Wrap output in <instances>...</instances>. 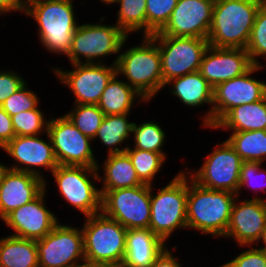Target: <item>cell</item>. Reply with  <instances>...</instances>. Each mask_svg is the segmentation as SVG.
Returning <instances> with one entry per match:
<instances>
[{
    "label": "cell",
    "instance_id": "1",
    "mask_svg": "<svg viewBox=\"0 0 266 267\" xmlns=\"http://www.w3.org/2000/svg\"><path fill=\"white\" fill-rule=\"evenodd\" d=\"M141 38V44L123 51L127 38L112 63L116 65V73L124 75L125 81L149 103L165 84L158 44L150 36Z\"/></svg>",
    "mask_w": 266,
    "mask_h": 267
},
{
    "label": "cell",
    "instance_id": "2",
    "mask_svg": "<svg viewBox=\"0 0 266 267\" xmlns=\"http://www.w3.org/2000/svg\"><path fill=\"white\" fill-rule=\"evenodd\" d=\"M236 197L229 191L204 188L188 175L187 227L202 235L224 237Z\"/></svg>",
    "mask_w": 266,
    "mask_h": 267
},
{
    "label": "cell",
    "instance_id": "3",
    "mask_svg": "<svg viewBox=\"0 0 266 267\" xmlns=\"http://www.w3.org/2000/svg\"><path fill=\"white\" fill-rule=\"evenodd\" d=\"M73 0H40L29 5L24 15L37 24L38 41L42 48L57 55H67L74 31L79 22L76 19Z\"/></svg>",
    "mask_w": 266,
    "mask_h": 267
},
{
    "label": "cell",
    "instance_id": "4",
    "mask_svg": "<svg viewBox=\"0 0 266 267\" xmlns=\"http://www.w3.org/2000/svg\"><path fill=\"white\" fill-rule=\"evenodd\" d=\"M265 0H215L209 46L247 48L258 9Z\"/></svg>",
    "mask_w": 266,
    "mask_h": 267
},
{
    "label": "cell",
    "instance_id": "5",
    "mask_svg": "<svg viewBox=\"0 0 266 267\" xmlns=\"http://www.w3.org/2000/svg\"><path fill=\"white\" fill-rule=\"evenodd\" d=\"M150 185L149 229L165 243L177 229L187 227L188 174L179 171L170 182L154 194ZM153 192V193H152Z\"/></svg>",
    "mask_w": 266,
    "mask_h": 267
},
{
    "label": "cell",
    "instance_id": "6",
    "mask_svg": "<svg viewBox=\"0 0 266 267\" xmlns=\"http://www.w3.org/2000/svg\"><path fill=\"white\" fill-rule=\"evenodd\" d=\"M85 218L81 227L85 262L121 267L125 257L127 229L102 211Z\"/></svg>",
    "mask_w": 266,
    "mask_h": 267
},
{
    "label": "cell",
    "instance_id": "7",
    "mask_svg": "<svg viewBox=\"0 0 266 267\" xmlns=\"http://www.w3.org/2000/svg\"><path fill=\"white\" fill-rule=\"evenodd\" d=\"M105 19L102 16L99 19L100 23L78 25L66 55L70 64H104L106 56L119 55L123 42L129 37L116 24L101 23Z\"/></svg>",
    "mask_w": 266,
    "mask_h": 267
},
{
    "label": "cell",
    "instance_id": "8",
    "mask_svg": "<svg viewBox=\"0 0 266 267\" xmlns=\"http://www.w3.org/2000/svg\"><path fill=\"white\" fill-rule=\"evenodd\" d=\"M51 175L66 204L83 213L84 217L101 212L102 197L94 183L99 182L97 168L58 165Z\"/></svg>",
    "mask_w": 266,
    "mask_h": 267
},
{
    "label": "cell",
    "instance_id": "9",
    "mask_svg": "<svg viewBox=\"0 0 266 267\" xmlns=\"http://www.w3.org/2000/svg\"><path fill=\"white\" fill-rule=\"evenodd\" d=\"M204 158L202 166L197 171L196 168L189 171L185 165L184 169L191 179L207 189L225 190L237 194L244 161L228 141L216 144L214 150Z\"/></svg>",
    "mask_w": 266,
    "mask_h": 267
},
{
    "label": "cell",
    "instance_id": "10",
    "mask_svg": "<svg viewBox=\"0 0 266 267\" xmlns=\"http://www.w3.org/2000/svg\"><path fill=\"white\" fill-rule=\"evenodd\" d=\"M161 56L163 83L172 78L197 72L203 55L209 47L208 39L151 35Z\"/></svg>",
    "mask_w": 266,
    "mask_h": 267
},
{
    "label": "cell",
    "instance_id": "11",
    "mask_svg": "<svg viewBox=\"0 0 266 267\" xmlns=\"http://www.w3.org/2000/svg\"><path fill=\"white\" fill-rule=\"evenodd\" d=\"M101 211L127 230L149 228L150 185L107 191L101 198Z\"/></svg>",
    "mask_w": 266,
    "mask_h": 267
},
{
    "label": "cell",
    "instance_id": "12",
    "mask_svg": "<svg viewBox=\"0 0 266 267\" xmlns=\"http://www.w3.org/2000/svg\"><path fill=\"white\" fill-rule=\"evenodd\" d=\"M50 118L47 133L58 165L97 168L93 140L81 133L65 115L56 118L51 114Z\"/></svg>",
    "mask_w": 266,
    "mask_h": 267
},
{
    "label": "cell",
    "instance_id": "13",
    "mask_svg": "<svg viewBox=\"0 0 266 267\" xmlns=\"http://www.w3.org/2000/svg\"><path fill=\"white\" fill-rule=\"evenodd\" d=\"M39 267H79L85 262L81 228L59 222L36 240Z\"/></svg>",
    "mask_w": 266,
    "mask_h": 267
},
{
    "label": "cell",
    "instance_id": "14",
    "mask_svg": "<svg viewBox=\"0 0 266 267\" xmlns=\"http://www.w3.org/2000/svg\"><path fill=\"white\" fill-rule=\"evenodd\" d=\"M71 66V71L61 67L51 70L62 86L71 90L75 97L74 104L97 105L108 82L116 74V65L82 63Z\"/></svg>",
    "mask_w": 266,
    "mask_h": 267
},
{
    "label": "cell",
    "instance_id": "15",
    "mask_svg": "<svg viewBox=\"0 0 266 267\" xmlns=\"http://www.w3.org/2000/svg\"><path fill=\"white\" fill-rule=\"evenodd\" d=\"M15 136L9 141L2 150L7 153L10 158L14 159L12 166L9 169L22 171L33 174L45 180V188H47V179L41 173V168H45L51 173L56 169L58 163L56 161L52 142L49 134L46 133L47 141L40 136ZM37 167V168H35ZM40 168V169H39Z\"/></svg>",
    "mask_w": 266,
    "mask_h": 267
},
{
    "label": "cell",
    "instance_id": "16",
    "mask_svg": "<svg viewBox=\"0 0 266 267\" xmlns=\"http://www.w3.org/2000/svg\"><path fill=\"white\" fill-rule=\"evenodd\" d=\"M263 67L254 65L243 75L213 88L212 127L234 107L258 102L266 96V83L252 77Z\"/></svg>",
    "mask_w": 266,
    "mask_h": 267
},
{
    "label": "cell",
    "instance_id": "17",
    "mask_svg": "<svg viewBox=\"0 0 266 267\" xmlns=\"http://www.w3.org/2000/svg\"><path fill=\"white\" fill-rule=\"evenodd\" d=\"M215 0H178L169 21L152 35L208 38Z\"/></svg>",
    "mask_w": 266,
    "mask_h": 267
},
{
    "label": "cell",
    "instance_id": "18",
    "mask_svg": "<svg viewBox=\"0 0 266 267\" xmlns=\"http://www.w3.org/2000/svg\"><path fill=\"white\" fill-rule=\"evenodd\" d=\"M239 198L233 204L224 237L234 239L239 247L254 246L266 228V198L254 196L242 201Z\"/></svg>",
    "mask_w": 266,
    "mask_h": 267
},
{
    "label": "cell",
    "instance_id": "19",
    "mask_svg": "<svg viewBox=\"0 0 266 267\" xmlns=\"http://www.w3.org/2000/svg\"><path fill=\"white\" fill-rule=\"evenodd\" d=\"M46 192L45 188L37 198L12 210L2 219L14 231L12 236L39 240L60 222L45 204Z\"/></svg>",
    "mask_w": 266,
    "mask_h": 267
},
{
    "label": "cell",
    "instance_id": "20",
    "mask_svg": "<svg viewBox=\"0 0 266 267\" xmlns=\"http://www.w3.org/2000/svg\"><path fill=\"white\" fill-rule=\"evenodd\" d=\"M254 64L244 48L209 46L205 51L199 72L212 88L249 71Z\"/></svg>",
    "mask_w": 266,
    "mask_h": 267
},
{
    "label": "cell",
    "instance_id": "21",
    "mask_svg": "<svg viewBox=\"0 0 266 267\" xmlns=\"http://www.w3.org/2000/svg\"><path fill=\"white\" fill-rule=\"evenodd\" d=\"M44 190V179L30 173L8 169L0 184V219L12 210L31 202Z\"/></svg>",
    "mask_w": 266,
    "mask_h": 267
},
{
    "label": "cell",
    "instance_id": "22",
    "mask_svg": "<svg viewBox=\"0 0 266 267\" xmlns=\"http://www.w3.org/2000/svg\"><path fill=\"white\" fill-rule=\"evenodd\" d=\"M167 85L168 89L169 86L171 87L169 92L185 106L195 109L203 105H210L206 115L201 116L203 119L201 123L202 128H212L213 88L199 71L172 78L165 83L164 88Z\"/></svg>",
    "mask_w": 266,
    "mask_h": 267
},
{
    "label": "cell",
    "instance_id": "23",
    "mask_svg": "<svg viewBox=\"0 0 266 267\" xmlns=\"http://www.w3.org/2000/svg\"><path fill=\"white\" fill-rule=\"evenodd\" d=\"M167 247L149 228L129 229L126 234L125 257L121 267H150Z\"/></svg>",
    "mask_w": 266,
    "mask_h": 267
},
{
    "label": "cell",
    "instance_id": "24",
    "mask_svg": "<svg viewBox=\"0 0 266 267\" xmlns=\"http://www.w3.org/2000/svg\"><path fill=\"white\" fill-rule=\"evenodd\" d=\"M101 163L98 162L97 170L103 169V174L99 172V182L101 197L109 190L129 188L144 184L134 169L132 161L126 152L109 154ZM101 164V165H99ZM102 166V168H101Z\"/></svg>",
    "mask_w": 266,
    "mask_h": 267
},
{
    "label": "cell",
    "instance_id": "25",
    "mask_svg": "<svg viewBox=\"0 0 266 267\" xmlns=\"http://www.w3.org/2000/svg\"><path fill=\"white\" fill-rule=\"evenodd\" d=\"M211 129L231 132L266 130V96L229 110Z\"/></svg>",
    "mask_w": 266,
    "mask_h": 267
},
{
    "label": "cell",
    "instance_id": "26",
    "mask_svg": "<svg viewBox=\"0 0 266 267\" xmlns=\"http://www.w3.org/2000/svg\"><path fill=\"white\" fill-rule=\"evenodd\" d=\"M119 78L121 76L117 73L111 78L97 104L105 115L130 114L136 104H148L126 81Z\"/></svg>",
    "mask_w": 266,
    "mask_h": 267
},
{
    "label": "cell",
    "instance_id": "27",
    "mask_svg": "<svg viewBox=\"0 0 266 267\" xmlns=\"http://www.w3.org/2000/svg\"><path fill=\"white\" fill-rule=\"evenodd\" d=\"M0 267H39L36 240L12 235L1 237Z\"/></svg>",
    "mask_w": 266,
    "mask_h": 267
},
{
    "label": "cell",
    "instance_id": "28",
    "mask_svg": "<svg viewBox=\"0 0 266 267\" xmlns=\"http://www.w3.org/2000/svg\"><path fill=\"white\" fill-rule=\"evenodd\" d=\"M130 114L105 115L93 141L99 139L107 147V155L123 153L129 147L134 122L128 121ZM130 136V137H129ZM129 139V140H128ZM126 146H122L124 142Z\"/></svg>",
    "mask_w": 266,
    "mask_h": 267
},
{
    "label": "cell",
    "instance_id": "29",
    "mask_svg": "<svg viewBox=\"0 0 266 267\" xmlns=\"http://www.w3.org/2000/svg\"><path fill=\"white\" fill-rule=\"evenodd\" d=\"M226 140L244 162L266 161V130L231 132Z\"/></svg>",
    "mask_w": 266,
    "mask_h": 267
},
{
    "label": "cell",
    "instance_id": "30",
    "mask_svg": "<svg viewBox=\"0 0 266 267\" xmlns=\"http://www.w3.org/2000/svg\"><path fill=\"white\" fill-rule=\"evenodd\" d=\"M114 4H120L115 23L128 37L138 31L147 36L146 0H117Z\"/></svg>",
    "mask_w": 266,
    "mask_h": 267
},
{
    "label": "cell",
    "instance_id": "31",
    "mask_svg": "<svg viewBox=\"0 0 266 267\" xmlns=\"http://www.w3.org/2000/svg\"><path fill=\"white\" fill-rule=\"evenodd\" d=\"M163 127L152 121H143L140 124L134 122L132 128V139L134 144V149H140L144 151H152L163 154L166 158V152L163 150L164 145L166 144V134Z\"/></svg>",
    "mask_w": 266,
    "mask_h": 267
},
{
    "label": "cell",
    "instance_id": "32",
    "mask_svg": "<svg viewBox=\"0 0 266 267\" xmlns=\"http://www.w3.org/2000/svg\"><path fill=\"white\" fill-rule=\"evenodd\" d=\"M125 152L129 155L138 178L144 184L153 185L156 175L165 165L166 157L157 152L134 149L133 147H128Z\"/></svg>",
    "mask_w": 266,
    "mask_h": 267
},
{
    "label": "cell",
    "instance_id": "33",
    "mask_svg": "<svg viewBox=\"0 0 266 267\" xmlns=\"http://www.w3.org/2000/svg\"><path fill=\"white\" fill-rule=\"evenodd\" d=\"M64 115L81 133L92 140L105 117L98 105L86 104H73V109Z\"/></svg>",
    "mask_w": 266,
    "mask_h": 267
},
{
    "label": "cell",
    "instance_id": "34",
    "mask_svg": "<svg viewBox=\"0 0 266 267\" xmlns=\"http://www.w3.org/2000/svg\"><path fill=\"white\" fill-rule=\"evenodd\" d=\"M39 108L38 105L33 110L20 112L11 117L15 136H35L47 133L50 117L46 119L44 112Z\"/></svg>",
    "mask_w": 266,
    "mask_h": 267
},
{
    "label": "cell",
    "instance_id": "35",
    "mask_svg": "<svg viewBox=\"0 0 266 267\" xmlns=\"http://www.w3.org/2000/svg\"><path fill=\"white\" fill-rule=\"evenodd\" d=\"M246 51L254 65L265 66L259 58L266 60V1L257 11Z\"/></svg>",
    "mask_w": 266,
    "mask_h": 267
},
{
    "label": "cell",
    "instance_id": "36",
    "mask_svg": "<svg viewBox=\"0 0 266 267\" xmlns=\"http://www.w3.org/2000/svg\"><path fill=\"white\" fill-rule=\"evenodd\" d=\"M178 0H146L147 36L159 32L169 21Z\"/></svg>",
    "mask_w": 266,
    "mask_h": 267
},
{
    "label": "cell",
    "instance_id": "37",
    "mask_svg": "<svg viewBox=\"0 0 266 267\" xmlns=\"http://www.w3.org/2000/svg\"><path fill=\"white\" fill-rule=\"evenodd\" d=\"M40 101L37 93L28 88L26 82L20 90L7 98L1 107L10 117H12L20 112L35 109Z\"/></svg>",
    "mask_w": 266,
    "mask_h": 267
},
{
    "label": "cell",
    "instance_id": "38",
    "mask_svg": "<svg viewBox=\"0 0 266 267\" xmlns=\"http://www.w3.org/2000/svg\"><path fill=\"white\" fill-rule=\"evenodd\" d=\"M263 164L264 163L259 162H243L241 166L237 197L240 196L242 189H249V187H252L251 190H253L254 193H257L259 191L260 193L263 192L264 194H266V168H264L265 166ZM257 178L258 180L260 179V184L257 183L259 182Z\"/></svg>",
    "mask_w": 266,
    "mask_h": 267
},
{
    "label": "cell",
    "instance_id": "39",
    "mask_svg": "<svg viewBox=\"0 0 266 267\" xmlns=\"http://www.w3.org/2000/svg\"><path fill=\"white\" fill-rule=\"evenodd\" d=\"M248 248L220 267H266V252L253 245Z\"/></svg>",
    "mask_w": 266,
    "mask_h": 267
},
{
    "label": "cell",
    "instance_id": "40",
    "mask_svg": "<svg viewBox=\"0 0 266 267\" xmlns=\"http://www.w3.org/2000/svg\"><path fill=\"white\" fill-rule=\"evenodd\" d=\"M25 83L26 80L19 72L12 69L3 71L0 69V106L13 93L20 90Z\"/></svg>",
    "mask_w": 266,
    "mask_h": 267
},
{
    "label": "cell",
    "instance_id": "41",
    "mask_svg": "<svg viewBox=\"0 0 266 267\" xmlns=\"http://www.w3.org/2000/svg\"><path fill=\"white\" fill-rule=\"evenodd\" d=\"M15 137L12 118L0 106V148Z\"/></svg>",
    "mask_w": 266,
    "mask_h": 267
},
{
    "label": "cell",
    "instance_id": "42",
    "mask_svg": "<svg viewBox=\"0 0 266 267\" xmlns=\"http://www.w3.org/2000/svg\"><path fill=\"white\" fill-rule=\"evenodd\" d=\"M166 247L163 252L154 260L153 264L150 267H183V265L178 261L179 257H175L172 250L177 249L176 246L172 249Z\"/></svg>",
    "mask_w": 266,
    "mask_h": 267
},
{
    "label": "cell",
    "instance_id": "43",
    "mask_svg": "<svg viewBox=\"0 0 266 267\" xmlns=\"http://www.w3.org/2000/svg\"><path fill=\"white\" fill-rule=\"evenodd\" d=\"M26 7L23 5L22 0H0V17L13 12L24 14Z\"/></svg>",
    "mask_w": 266,
    "mask_h": 267
},
{
    "label": "cell",
    "instance_id": "44",
    "mask_svg": "<svg viewBox=\"0 0 266 267\" xmlns=\"http://www.w3.org/2000/svg\"><path fill=\"white\" fill-rule=\"evenodd\" d=\"M79 267H119V266L111 264H93V263L83 262Z\"/></svg>",
    "mask_w": 266,
    "mask_h": 267
},
{
    "label": "cell",
    "instance_id": "45",
    "mask_svg": "<svg viewBox=\"0 0 266 267\" xmlns=\"http://www.w3.org/2000/svg\"><path fill=\"white\" fill-rule=\"evenodd\" d=\"M259 243L262 245L260 246L258 249L262 250V251H265L266 252V228L264 229L263 233H262V236L260 238V240L257 242V246H259Z\"/></svg>",
    "mask_w": 266,
    "mask_h": 267
},
{
    "label": "cell",
    "instance_id": "46",
    "mask_svg": "<svg viewBox=\"0 0 266 267\" xmlns=\"http://www.w3.org/2000/svg\"><path fill=\"white\" fill-rule=\"evenodd\" d=\"M9 166L0 162V184L3 181L5 173L8 171Z\"/></svg>",
    "mask_w": 266,
    "mask_h": 267
},
{
    "label": "cell",
    "instance_id": "47",
    "mask_svg": "<svg viewBox=\"0 0 266 267\" xmlns=\"http://www.w3.org/2000/svg\"><path fill=\"white\" fill-rule=\"evenodd\" d=\"M37 1H40V0H22V3L27 8L29 5Z\"/></svg>",
    "mask_w": 266,
    "mask_h": 267
},
{
    "label": "cell",
    "instance_id": "48",
    "mask_svg": "<svg viewBox=\"0 0 266 267\" xmlns=\"http://www.w3.org/2000/svg\"><path fill=\"white\" fill-rule=\"evenodd\" d=\"M101 3H103V5H112L114 4L117 0H99Z\"/></svg>",
    "mask_w": 266,
    "mask_h": 267
}]
</instances>
